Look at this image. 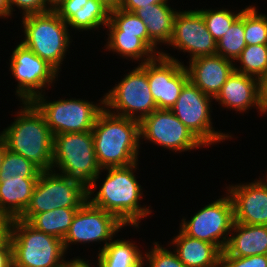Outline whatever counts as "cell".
Masks as SVG:
<instances>
[{
    "label": "cell",
    "mask_w": 267,
    "mask_h": 267,
    "mask_svg": "<svg viewBox=\"0 0 267 267\" xmlns=\"http://www.w3.org/2000/svg\"><path fill=\"white\" fill-rule=\"evenodd\" d=\"M232 231L234 233H230L221 256L267 255V225H248L234 222Z\"/></svg>",
    "instance_id": "cell-21"
},
{
    "label": "cell",
    "mask_w": 267,
    "mask_h": 267,
    "mask_svg": "<svg viewBox=\"0 0 267 267\" xmlns=\"http://www.w3.org/2000/svg\"><path fill=\"white\" fill-rule=\"evenodd\" d=\"M104 106L110 113L139 122L157 110L148 84L147 62L139 64L106 93Z\"/></svg>",
    "instance_id": "cell-7"
},
{
    "label": "cell",
    "mask_w": 267,
    "mask_h": 267,
    "mask_svg": "<svg viewBox=\"0 0 267 267\" xmlns=\"http://www.w3.org/2000/svg\"><path fill=\"white\" fill-rule=\"evenodd\" d=\"M125 225L113 214L92 205L88 200L77 210L63 239L65 252L72 243L86 244L105 241L103 250ZM108 241V242H107Z\"/></svg>",
    "instance_id": "cell-14"
},
{
    "label": "cell",
    "mask_w": 267,
    "mask_h": 267,
    "mask_svg": "<svg viewBox=\"0 0 267 267\" xmlns=\"http://www.w3.org/2000/svg\"><path fill=\"white\" fill-rule=\"evenodd\" d=\"M55 12L78 31L106 26L110 17V10L98 0H64Z\"/></svg>",
    "instance_id": "cell-20"
},
{
    "label": "cell",
    "mask_w": 267,
    "mask_h": 267,
    "mask_svg": "<svg viewBox=\"0 0 267 267\" xmlns=\"http://www.w3.org/2000/svg\"><path fill=\"white\" fill-rule=\"evenodd\" d=\"M0 267H13V246L11 240L0 249Z\"/></svg>",
    "instance_id": "cell-38"
},
{
    "label": "cell",
    "mask_w": 267,
    "mask_h": 267,
    "mask_svg": "<svg viewBox=\"0 0 267 267\" xmlns=\"http://www.w3.org/2000/svg\"><path fill=\"white\" fill-rule=\"evenodd\" d=\"M105 7H107L110 11L120 8L122 0H98Z\"/></svg>",
    "instance_id": "cell-43"
},
{
    "label": "cell",
    "mask_w": 267,
    "mask_h": 267,
    "mask_svg": "<svg viewBox=\"0 0 267 267\" xmlns=\"http://www.w3.org/2000/svg\"><path fill=\"white\" fill-rule=\"evenodd\" d=\"M38 178L0 180V217L19 218L28 207Z\"/></svg>",
    "instance_id": "cell-23"
},
{
    "label": "cell",
    "mask_w": 267,
    "mask_h": 267,
    "mask_svg": "<svg viewBox=\"0 0 267 267\" xmlns=\"http://www.w3.org/2000/svg\"><path fill=\"white\" fill-rule=\"evenodd\" d=\"M79 184L92 196L96 180L103 169L94 149L92 130L54 135L52 170Z\"/></svg>",
    "instance_id": "cell-4"
},
{
    "label": "cell",
    "mask_w": 267,
    "mask_h": 267,
    "mask_svg": "<svg viewBox=\"0 0 267 267\" xmlns=\"http://www.w3.org/2000/svg\"><path fill=\"white\" fill-rule=\"evenodd\" d=\"M147 79L157 109H170L189 76L178 59L162 52L147 62Z\"/></svg>",
    "instance_id": "cell-15"
},
{
    "label": "cell",
    "mask_w": 267,
    "mask_h": 267,
    "mask_svg": "<svg viewBox=\"0 0 267 267\" xmlns=\"http://www.w3.org/2000/svg\"><path fill=\"white\" fill-rule=\"evenodd\" d=\"M44 5L48 10L55 11L58 6L64 1V0H43ZM48 4V5H47ZM50 5V6H49Z\"/></svg>",
    "instance_id": "cell-44"
},
{
    "label": "cell",
    "mask_w": 267,
    "mask_h": 267,
    "mask_svg": "<svg viewBox=\"0 0 267 267\" xmlns=\"http://www.w3.org/2000/svg\"><path fill=\"white\" fill-rule=\"evenodd\" d=\"M44 97L41 94L32 103L44 115L53 135L92 130L99 113L105 108L104 98L98 106L88 100L72 98L49 102Z\"/></svg>",
    "instance_id": "cell-9"
},
{
    "label": "cell",
    "mask_w": 267,
    "mask_h": 267,
    "mask_svg": "<svg viewBox=\"0 0 267 267\" xmlns=\"http://www.w3.org/2000/svg\"><path fill=\"white\" fill-rule=\"evenodd\" d=\"M109 29L108 34H130L139 37L156 55H161L162 51H157V45L149 38L146 25L134 13L120 8L110 11L109 22L106 24ZM156 47V48H155Z\"/></svg>",
    "instance_id": "cell-26"
},
{
    "label": "cell",
    "mask_w": 267,
    "mask_h": 267,
    "mask_svg": "<svg viewBox=\"0 0 267 267\" xmlns=\"http://www.w3.org/2000/svg\"><path fill=\"white\" fill-rule=\"evenodd\" d=\"M7 18L11 16V10L8 4V0H0V18Z\"/></svg>",
    "instance_id": "cell-42"
},
{
    "label": "cell",
    "mask_w": 267,
    "mask_h": 267,
    "mask_svg": "<svg viewBox=\"0 0 267 267\" xmlns=\"http://www.w3.org/2000/svg\"><path fill=\"white\" fill-rule=\"evenodd\" d=\"M140 138L175 152L205 146L170 109H157L140 122Z\"/></svg>",
    "instance_id": "cell-13"
},
{
    "label": "cell",
    "mask_w": 267,
    "mask_h": 267,
    "mask_svg": "<svg viewBox=\"0 0 267 267\" xmlns=\"http://www.w3.org/2000/svg\"><path fill=\"white\" fill-rule=\"evenodd\" d=\"M259 104L261 113L267 112V74L259 79Z\"/></svg>",
    "instance_id": "cell-40"
},
{
    "label": "cell",
    "mask_w": 267,
    "mask_h": 267,
    "mask_svg": "<svg viewBox=\"0 0 267 267\" xmlns=\"http://www.w3.org/2000/svg\"><path fill=\"white\" fill-rule=\"evenodd\" d=\"M226 195L203 207L190 221L183 218L180 230L189 237L214 244L223 251L235 222L233 202L230 195Z\"/></svg>",
    "instance_id": "cell-11"
},
{
    "label": "cell",
    "mask_w": 267,
    "mask_h": 267,
    "mask_svg": "<svg viewBox=\"0 0 267 267\" xmlns=\"http://www.w3.org/2000/svg\"><path fill=\"white\" fill-rule=\"evenodd\" d=\"M106 49L117 52L118 55L125 56L139 61L140 64L153 60L157 55L139 38L130 34H108ZM144 61V62H143Z\"/></svg>",
    "instance_id": "cell-28"
},
{
    "label": "cell",
    "mask_w": 267,
    "mask_h": 267,
    "mask_svg": "<svg viewBox=\"0 0 267 267\" xmlns=\"http://www.w3.org/2000/svg\"><path fill=\"white\" fill-rule=\"evenodd\" d=\"M222 106H227L236 111L245 112L250 107L259 104V79L234 71L214 98Z\"/></svg>",
    "instance_id": "cell-19"
},
{
    "label": "cell",
    "mask_w": 267,
    "mask_h": 267,
    "mask_svg": "<svg viewBox=\"0 0 267 267\" xmlns=\"http://www.w3.org/2000/svg\"><path fill=\"white\" fill-rule=\"evenodd\" d=\"M8 4L11 10V16L15 5L19 9H22L23 16L49 11L48 8L45 7L43 0H8Z\"/></svg>",
    "instance_id": "cell-36"
},
{
    "label": "cell",
    "mask_w": 267,
    "mask_h": 267,
    "mask_svg": "<svg viewBox=\"0 0 267 267\" xmlns=\"http://www.w3.org/2000/svg\"><path fill=\"white\" fill-rule=\"evenodd\" d=\"M143 259L148 261V267H186L175 252L165 249L158 242H154L153 248L145 253Z\"/></svg>",
    "instance_id": "cell-34"
},
{
    "label": "cell",
    "mask_w": 267,
    "mask_h": 267,
    "mask_svg": "<svg viewBox=\"0 0 267 267\" xmlns=\"http://www.w3.org/2000/svg\"><path fill=\"white\" fill-rule=\"evenodd\" d=\"M10 240L13 267H59L66 261L61 239L35 229L22 219H12Z\"/></svg>",
    "instance_id": "cell-6"
},
{
    "label": "cell",
    "mask_w": 267,
    "mask_h": 267,
    "mask_svg": "<svg viewBox=\"0 0 267 267\" xmlns=\"http://www.w3.org/2000/svg\"><path fill=\"white\" fill-rule=\"evenodd\" d=\"M242 9L239 13L235 14L228 11L227 9L211 10V9H200L198 10L205 21L207 30L213 36V38L218 42L226 31L230 29L233 22L241 15Z\"/></svg>",
    "instance_id": "cell-33"
},
{
    "label": "cell",
    "mask_w": 267,
    "mask_h": 267,
    "mask_svg": "<svg viewBox=\"0 0 267 267\" xmlns=\"http://www.w3.org/2000/svg\"><path fill=\"white\" fill-rule=\"evenodd\" d=\"M22 104L15 121L0 136L8 150L30 160L41 171H51L54 135L32 102Z\"/></svg>",
    "instance_id": "cell-2"
},
{
    "label": "cell",
    "mask_w": 267,
    "mask_h": 267,
    "mask_svg": "<svg viewBox=\"0 0 267 267\" xmlns=\"http://www.w3.org/2000/svg\"><path fill=\"white\" fill-rule=\"evenodd\" d=\"M171 244L186 267H219L222 251L214 244L185 235L179 230Z\"/></svg>",
    "instance_id": "cell-22"
},
{
    "label": "cell",
    "mask_w": 267,
    "mask_h": 267,
    "mask_svg": "<svg viewBox=\"0 0 267 267\" xmlns=\"http://www.w3.org/2000/svg\"><path fill=\"white\" fill-rule=\"evenodd\" d=\"M167 3L151 4L134 12L146 25L148 36L156 45L160 42L168 45L173 34L177 11H174Z\"/></svg>",
    "instance_id": "cell-24"
},
{
    "label": "cell",
    "mask_w": 267,
    "mask_h": 267,
    "mask_svg": "<svg viewBox=\"0 0 267 267\" xmlns=\"http://www.w3.org/2000/svg\"><path fill=\"white\" fill-rule=\"evenodd\" d=\"M92 133L97 160L103 170L138 162L141 144L139 121L115 115L104 108Z\"/></svg>",
    "instance_id": "cell-1"
},
{
    "label": "cell",
    "mask_w": 267,
    "mask_h": 267,
    "mask_svg": "<svg viewBox=\"0 0 267 267\" xmlns=\"http://www.w3.org/2000/svg\"><path fill=\"white\" fill-rule=\"evenodd\" d=\"M219 267H267V255L249 257L221 256Z\"/></svg>",
    "instance_id": "cell-35"
},
{
    "label": "cell",
    "mask_w": 267,
    "mask_h": 267,
    "mask_svg": "<svg viewBox=\"0 0 267 267\" xmlns=\"http://www.w3.org/2000/svg\"><path fill=\"white\" fill-rule=\"evenodd\" d=\"M22 18L25 39L21 43L59 72L71 43L69 26L50 10Z\"/></svg>",
    "instance_id": "cell-5"
},
{
    "label": "cell",
    "mask_w": 267,
    "mask_h": 267,
    "mask_svg": "<svg viewBox=\"0 0 267 267\" xmlns=\"http://www.w3.org/2000/svg\"><path fill=\"white\" fill-rule=\"evenodd\" d=\"M12 219L0 217V249L10 240Z\"/></svg>",
    "instance_id": "cell-39"
},
{
    "label": "cell",
    "mask_w": 267,
    "mask_h": 267,
    "mask_svg": "<svg viewBox=\"0 0 267 267\" xmlns=\"http://www.w3.org/2000/svg\"><path fill=\"white\" fill-rule=\"evenodd\" d=\"M6 149H7V147H6L5 141L0 136V168H1V165H2V161H3V157L5 155Z\"/></svg>",
    "instance_id": "cell-45"
},
{
    "label": "cell",
    "mask_w": 267,
    "mask_h": 267,
    "mask_svg": "<svg viewBox=\"0 0 267 267\" xmlns=\"http://www.w3.org/2000/svg\"><path fill=\"white\" fill-rule=\"evenodd\" d=\"M168 0H122L120 9L135 12L137 9L146 6H149L151 4L161 3V2H167Z\"/></svg>",
    "instance_id": "cell-37"
},
{
    "label": "cell",
    "mask_w": 267,
    "mask_h": 267,
    "mask_svg": "<svg viewBox=\"0 0 267 267\" xmlns=\"http://www.w3.org/2000/svg\"><path fill=\"white\" fill-rule=\"evenodd\" d=\"M246 46L243 10L226 34L217 42L216 54L235 61Z\"/></svg>",
    "instance_id": "cell-29"
},
{
    "label": "cell",
    "mask_w": 267,
    "mask_h": 267,
    "mask_svg": "<svg viewBox=\"0 0 267 267\" xmlns=\"http://www.w3.org/2000/svg\"><path fill=\"white\" fill-rule=\"evenodd\" d=\"M246 45H267V15L258 14L254 6L244 9Z\"/></svg>",
    "instance_id": "cell-32"
},
{
    "label": "cell",
    "mask_w": 267,
    "mask_h": 267,
    "mask_svg": "<svg viewBox=\"0 0 267 267\" xmlns=\"http://www.w3.org/2000/svg\"><path fill=\"white\" fill-rule=\"evenodd\" d=\"M214 99L204 94L188 80L183 86L176 103L170 108L174 115L205 145L231 138L228 134L215 131L212 127L210 102ZM215 142V143H214Z\"/></svg>",
    "instance_id": "cell-10"
},
{
    "label": "cell",
    "mask_w": 267,
    "mask_h": 267,
    "mask_svg": "<svg viewBox=\"0 0 267 267\" xmlns=\"http://www.w3.org/2000/svg\"><path fill=\"white\" fill-rule=\"evenodd\" d=\"M267 178V175H266ZM234 208V221L248 225H267V179L229 185Z\"/></svg>",
    "instance_id": "cell-17"
},
{
    "label": "cell",
    "mask_w": 267,
    "mask_h": 267,
    "mask_svg": "<svg viewBox=\"0 0 267 267\" xmlns=\"http://www.w3.org/2000/svg\"><path fill=\"white\" fill-rule=\"evenodd\" d=\"M54 171V172H53ZM87 201V191L55 170L39 174L31 200L19 217L28 221L33 215L62 208H80Z\"/></svg>",
    "instance_id": "cell-8"
},
{
    "label": "cell",
    "mask_w": 267,
    "mask_h": 267,
    "mask_svg": "<svg viewBox=\"0 0 267 267\" xmlns=\"http://www.w3.org/2000/svg\"><path fill=\"white\" fill-rule=\"evenodd\" d=\"M79 208H58L33 215L27 222L35 229L63 241Z\"/></svg>",
    "instance_id": "cell-27"
},
{
    "label": "cell",
    "mask_w": 267,
    "mask_h": 267,
    "mask_svg": "<svg viewBox=\"0 0 267 267\" xmlns=\"http://www.w3.org/2000/svg\"><path fill=\"white\" fill-rule=\"evenodd\" d=\"M137 164L104 168L108 172L106 179L97 194L87 196V200L113 214L125 226L131 224L139 228L140 219L151 214V210L139 204L143 189L134 175Z\"/></svg>",
    "instance_id": "cell-3"
},
{
    "label": "cell",
    "mask_w": 267,
    "mask_h": 267,
    "mask_svg": "<svg viewBox=\"0 0 267 267\" xmlns=\"http://www.w3.org/2000/svg\"><path fill=\"white\" fill-rule=\"evenodd\" d=\"M189 62V67H185L189 80L212 98L220 92L235 67L233 61L217 54L198 57Z\"/></svg>",
    "instance_id": "cell-18"
},
{
    "label": "cell",
    "mask_w": 267,
    "mask_h": 267,
    "mask_svg": "<svg viewBox=\"0 0 267 267\" xmlns=\"http://www.w3.org/2000/svg\"><path fill=\"white\" fill-rule=\"evenodd\" d=\"M41 172L30 160L6 149L0 168V180L38 178Z\"/></svg>",
    "instance_id": "cell-31"
},
{
    "label": "cell",
    "mask_w": 267,
    "mask_h": 267,
    "mask_svg": "<svg viewBox=\"0 0 267 267\" xmlns=\"http://www.w3.org/2000/svg\"><path fill=\"white\" fill-rule=\"evenodd\" d=\"M75 258L73 260L65 261L63 264H61L59 267H87L88 261H84V259Z\"/></svg>",
    "instance_id": "cell-41"
},
{
    "label": "cell",
    "mask_w": 267,
    "mask_h": 267,
    "mask_svg": "<svg viewBox=\"0 0 267 267\" xmlns=\"http://www.w3.org/2000/svg\"><path fill=\"white\" fill-rule=\"evenodd\" d=\"M168 45L190 53V60L215 55L217 42L207 30L202 14L198 10L177 12L173 34Z\"/></svg>",
    "instance_id": "cell-16"
},
{
    "label": "cell",
    "mask_w": 267,
    "mask_h": 267,
    "mask_svg": "<svg viewBox=\"0 0 267 267\" xmlns=\"http://www.w3.org/2000/svg\"><path fill=\"white\" fill-rule=\"evenodd\" d=\"M237 60L242 66L234 71L260 79L267 74V45H247Z\"/></svg>",
    "instance_id": "cell-30"
},
{
    "label": "cell",
    "mask_w": 267,
    "mask_h": 267,
    "mask_svg": "<svg viewBox=\"0 0 267 267\" xmlns=\"http://www.w3.org/2000/svg\"><path fill=\"white\" fill-rule=\"evenodd\" d=\"M97 267H144V259L137 245L129 240H114L99 250Z\"/></svg>",
    "instance_id": "cell-25"
},
{
    "label": "cell",
    "mask_w": 267,
    "mask_h": 267,
    "mask_svg": "<svg viewBox=\"0 0 267 267\" xmlns=\"http://www.w3.org/2000/svg\"><path fill=\"white\" fill-rule=\"evenodd\" d=\"M10 58V71L18 81L16 95L22 102H32L59 74L22 43L14 48Z\"/></svg>",
    "instance_id": "cell-12"
}]
</instances>
